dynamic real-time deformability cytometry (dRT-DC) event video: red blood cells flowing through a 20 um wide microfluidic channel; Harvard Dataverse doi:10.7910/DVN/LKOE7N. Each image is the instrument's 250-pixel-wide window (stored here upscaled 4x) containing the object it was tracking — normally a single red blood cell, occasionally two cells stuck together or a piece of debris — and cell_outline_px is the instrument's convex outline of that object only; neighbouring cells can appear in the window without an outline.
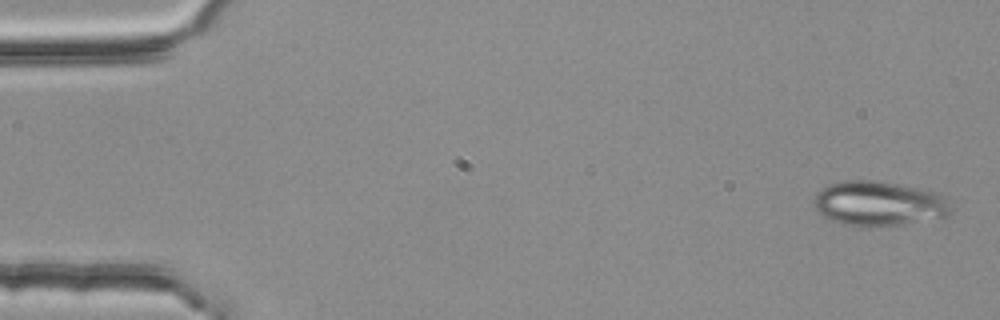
{"species": "common noctule bat (a hibernating species)", "species_latin": "Nyctalus noctula", "temperature_condition": "room temperature", "stored_images_in_passage": 5, "segment_of_instrument_passage": [1, 2], "camera_frame_rate_fps": 3000, "um_per_image_px": 0.085, "animal": {"sex": "female", "body_mass_g": 25.1}, "frame": {"image": 1, "passage_image": 1, "time_ms": 0.0, "image_size_px": [1000, 320], "cell_outline_px": [[948, 212], [944, 216], [900, 224], [840, 224], [824, 216], [816, 208], [816, 192], [828, 184], [844, 180], [872, 180], [896, 184], [936, 192], [948, 196]], "centroid_in_image_um": [74.68, 17.25], "position_along_channel_um": 10.3, "area_um2": 34.45}}